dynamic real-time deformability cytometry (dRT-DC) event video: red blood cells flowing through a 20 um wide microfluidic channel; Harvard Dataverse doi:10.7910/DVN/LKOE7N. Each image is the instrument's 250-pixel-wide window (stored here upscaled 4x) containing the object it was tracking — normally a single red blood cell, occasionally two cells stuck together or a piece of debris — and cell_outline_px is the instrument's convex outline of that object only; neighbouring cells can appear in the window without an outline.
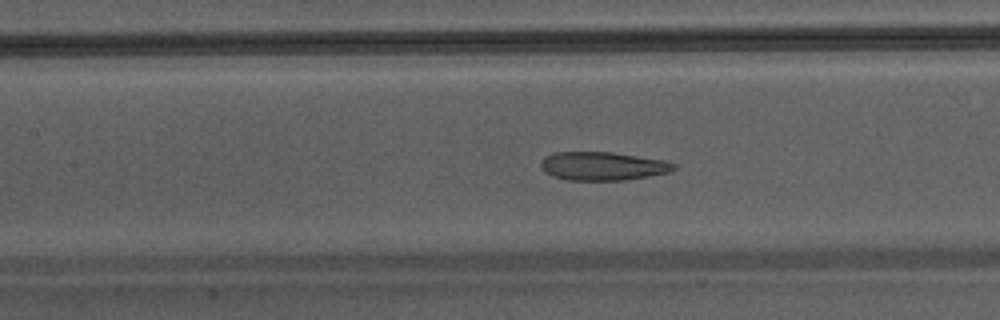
{"species": "Egyptian fruit bat (a non-hibernating species)", "species_latin": "Rousettus aegyptiacus", "temperature_condition": "warm", "stored_images_in_passage": 34, "camera_frame_rate_fps": 3000, "um_per_image_px": 0.085, "animal": {"sex": "male"}, "frame": {"image": 1, "passage_image": 9, "time_ms": 2.667, "image_size_px": [1000, 320], "cell_outline_px": [[676, 168], [672, 172], [624, 180], [568, 180], [552, 176], [544, 172], [540, 168], [540, 164], [544, 156], [556, 152], [612, 152], [664, 160], [676, 164]], "centroid_in_image_um": [51.22, 14.12], "position_along_channel_um": 156.2, "area_um2": 22.2}}
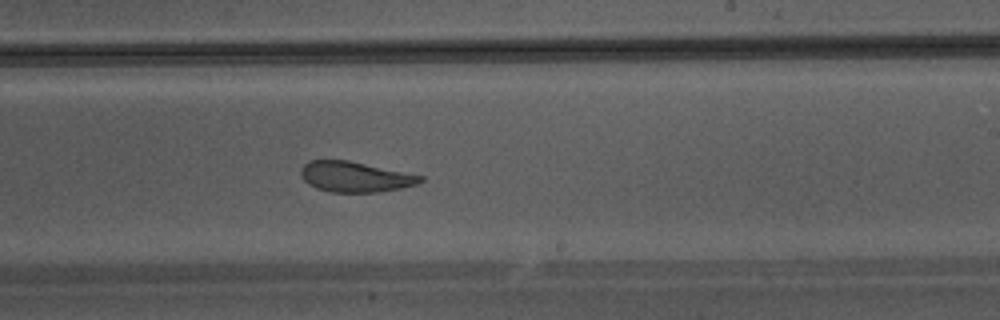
{"frame": {"image": 2, "passage_image": 16, "time_ms": 5.0, "image_size_px": [1000, 320], "cell_outline_px": [[424, 180], [416, 184], [400, 188], [376, 192], [332, 192], [316, 188], [308, 184], [300, 176], [300, 168], [308, 160], [348, 160], [424, 176]], "centroid_in_image_um": [30.14, 15.02], "position_along_channel_um": 258.9, "area_um2": 21.15}}
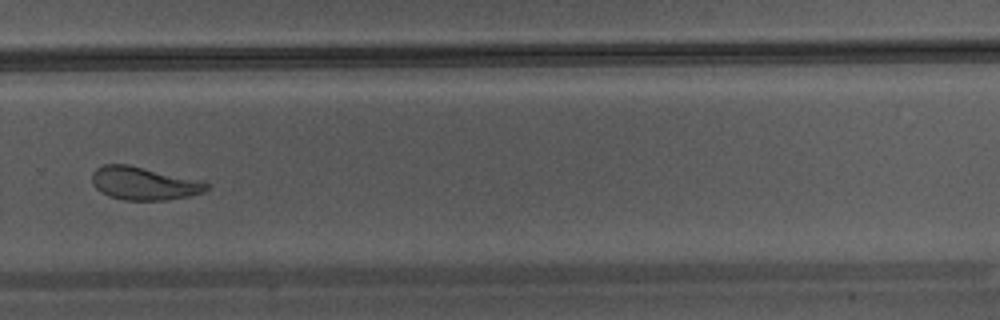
{"frame": {"image": 3, "passage_image": 20, "time_ms": 6.333, "image_size_px": [1000, 320], "cell_outline_px": [[208, 188], [204, 192], [188, 196], [164, 200], [124, 200], [108, 196], [100, 192], [92, 184], [92, 172], [96, 168], [104, 164], [128, 164], [208, 184]], "centroid_in_image_um": [12.11, 15.6], "position_along_channel_um": 317.7, "area_um2": 21.5}}